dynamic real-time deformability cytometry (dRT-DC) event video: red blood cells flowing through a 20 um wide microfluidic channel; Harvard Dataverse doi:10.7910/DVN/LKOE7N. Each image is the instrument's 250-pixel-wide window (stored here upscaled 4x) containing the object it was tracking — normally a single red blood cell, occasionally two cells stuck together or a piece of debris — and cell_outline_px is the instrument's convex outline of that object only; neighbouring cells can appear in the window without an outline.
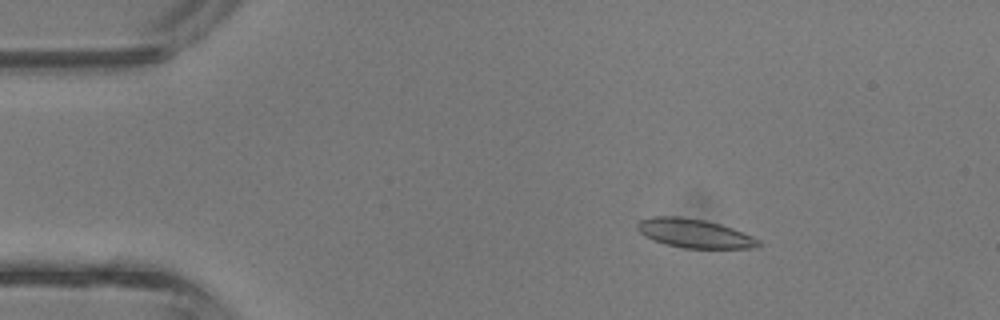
{"species": "common noctule bat (a hibernating species)", "species_latin": "Nyctalus noctula", "temperature_condition": "room temperature", "stored_images_in_passage": 4, "camera_frame_rate_fps": 3000, "um_per_image_px": 0.085, "animal": {"sex": "male", "body_mass_g": 13.3}, "frame": {"image": 1, "passage_image": 2, "time_ms": 0.333, "image_size_px": [1000, 320], "cell_outline_px": [[760, 244], [752, 248], [684, 248], [664, 244], [652, 240], [644, 236], [636, 228], [636, 224], [640, 220], [652, 216], [680, 216], [704, 220], [720, 224], [732, 228], [752, 236], [760, 240]], "centroid_in_image_um": [58.97, 19.83], "position_along_channel_um": 26.0, "area_um2": 20.4}}